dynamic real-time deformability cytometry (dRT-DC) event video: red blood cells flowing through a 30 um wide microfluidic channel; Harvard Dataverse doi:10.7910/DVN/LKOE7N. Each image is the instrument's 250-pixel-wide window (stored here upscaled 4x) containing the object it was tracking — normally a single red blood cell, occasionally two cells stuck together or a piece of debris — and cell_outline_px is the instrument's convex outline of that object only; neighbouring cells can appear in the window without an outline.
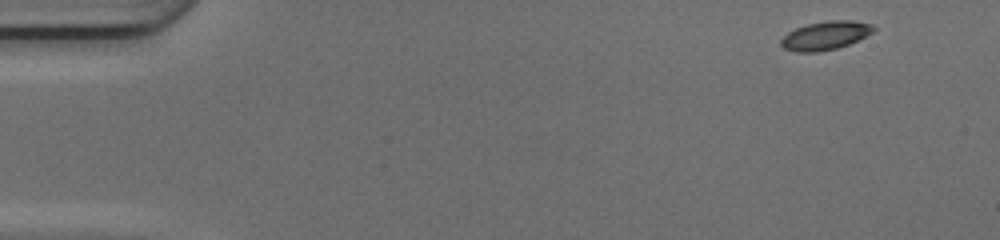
{"species": "common noctule bat (a hibernating species)", "species_latin": "Nyctalus noctula", "temperature_condition": "cold", "stored_images_in_passage": 47, "camera_frame_rate_fps": 3000, "um_per_image_px": 0.085, "animal": {"sex": "female", "body_mass_g": 17.0, "forearm_length_mm": 48.0}, "frame": {"image": 1, "passage_image": 1, "time_ms": 0.0, "image_size_px": [1000, 240], "cell_outline_px": [[876, 28], [872, 32], [848, 44], [836, 48], [816, 52], [796, 52], [784, 48], [780, 44], [780, 40], [788, 32], [796, 28], [808, 24], [828, 20], [852, 20], [872, 24]], "centroid_in_image_um": [70.14, 3.01], "position_along_channel_um": 14.9, "area_um2": 15.2}}
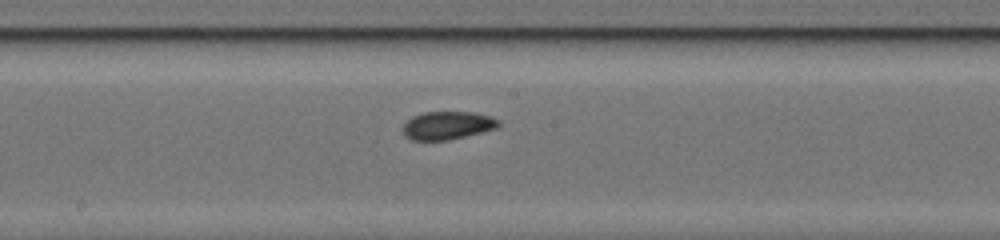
{"frame": {"image": 2, "passage_image": 24, "time_ms": 7.667, "image_size_px": [1000, 240], "cell_outline_px": [[500, 124], [496, 128], [448, 140], [412, 140], [404, 136], [400, 128], [412, 116], [424, 112], [472, 112], [492, 116], [500, 120]], "centroid_in_image_um": [38.0, 10.65], "position_along_channel_um": 210.2, "area_um2": 15.72}}
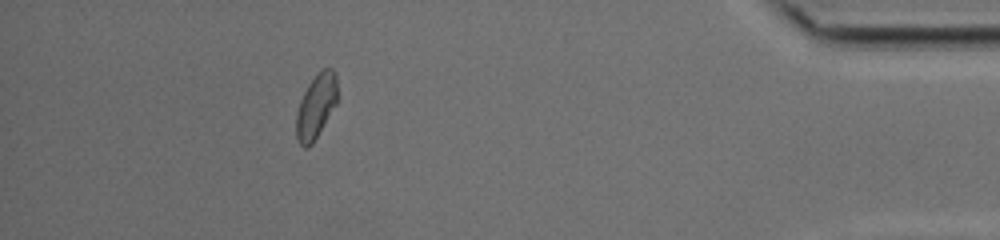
{"frame": {"image": 3, "passage_image": 42, "time_ms": 13.667, "image_size_px": [1000, 240], "cell_outline_px": [[336, 104], [312, 144], [308, 148], [304, 148], [300, 144], [296, 136], [296, 112], [300, 100], [308, 84], [324, 68], [332, 68], [336, 72]], "centroid_in_image_um": [26.84, 9.05], "position_along_channel_um": 408.4, "area_um2": 15.14}, "authors_computed_cell_mechanics": {"area_um2": 15.606, "velocity_mm_per_s": 4.1933, "shape_relaxation_time_tau1_ms": 3.107, "shape_relaxation_time_tau2_ms": 4.8796, "deformation_change_tau1": 0.0902, "deformation_change_tau2": 0.089}}